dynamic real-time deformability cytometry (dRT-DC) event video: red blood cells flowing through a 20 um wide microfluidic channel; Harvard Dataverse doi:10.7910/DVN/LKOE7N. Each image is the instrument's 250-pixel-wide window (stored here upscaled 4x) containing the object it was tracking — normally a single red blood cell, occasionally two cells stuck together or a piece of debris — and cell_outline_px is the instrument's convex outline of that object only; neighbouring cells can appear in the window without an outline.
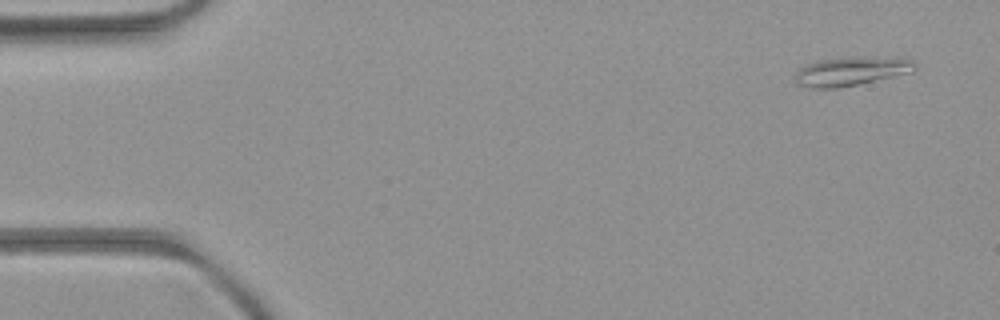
{"species": "common noctule bat (a hibernating species)", "species_latin": "Nyctalus noctula", "temperature_condition": "room temperature", "stored_images_in_passage": 6, "camera_frame_rate_fps": 3000, "um_per_image_px": 0.085, "animal": {"sex": "female", "body_mass_g": 21.9}, "frame": {"image": 1, "passage_image": 1, "time_ms": 0.0, "image_size_px": [1000, 320], "cell_outline_px": [[916, 68], [912, 72], [840, 88], [812, 88], [800, 84], [796, 80], [796, 72], [800, 68], [816, 60], [892, 56], [908, 56], [916, 60]], "centroid_in_image_um": [72.48, 6.03], "position_along_channel_um": 12.5, "area_um2": 20.17}}
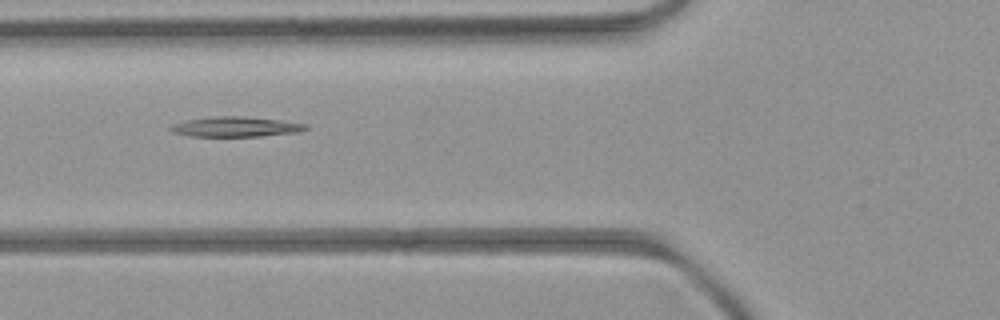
{"frame": {"image": 2, "passage_image": 5, "time_ms": 5.333, "image_size_px": [1000, 320], "cell_outline_px": [[308, 128], [300, 132], [260, 136], [188, 136], [172, 132], [168, 128], [172, 124], [188, 120], [212, 116], [244, 116], [280, 120], [308, 124]], "centroid_in_image_um": [20.04, 10.77], "position_along_channel_um": 105.8, "area_um2": 15.84}}
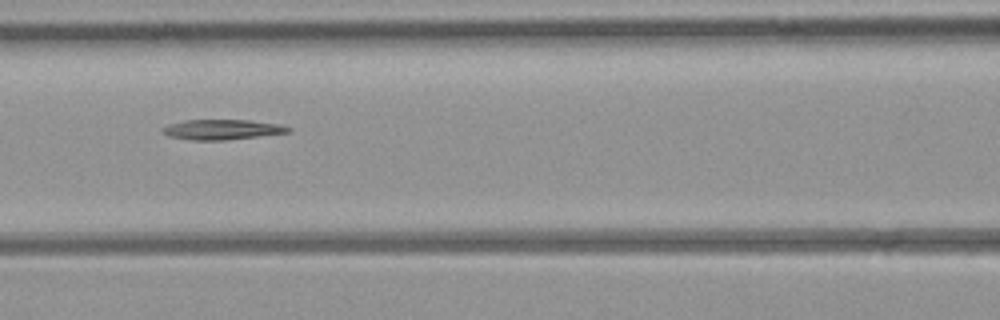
{"frame": {"image": 3, "passage_image": 6, "time_ms": 6.333, "image_size_px": [1000, 320], "cell_outline_px": [[292, 132], [224, 140], [192, 140], [168, 136], [160, 132], [160, 128], [168, 124], [184, 120], [248, 120], [280, 124], [292, 128]], "centroid_in_image_um": [18.84, 11.01], "position_along_channel_um": 147.8, "area_um2": 14.85}}